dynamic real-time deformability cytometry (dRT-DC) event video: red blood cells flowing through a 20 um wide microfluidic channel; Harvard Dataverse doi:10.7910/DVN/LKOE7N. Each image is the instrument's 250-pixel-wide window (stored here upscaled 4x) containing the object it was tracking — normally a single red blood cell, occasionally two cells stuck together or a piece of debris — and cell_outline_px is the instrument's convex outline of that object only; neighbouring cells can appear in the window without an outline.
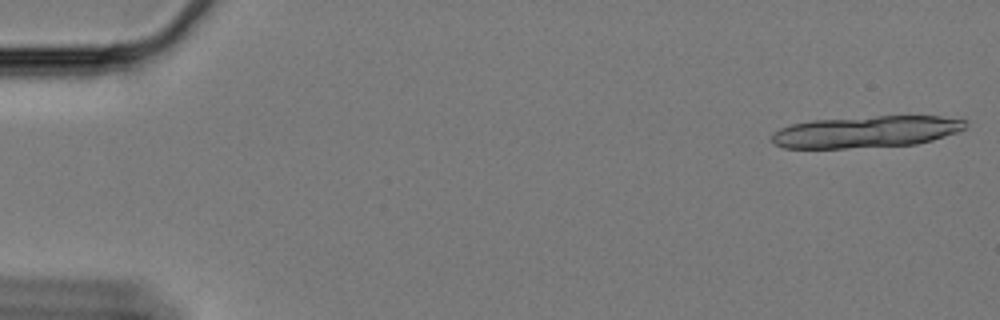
{"species": "Egyptian fruit bat (a non-hibernating species)", "species_latin": "Rousettus aegyptiacus", "temperature_condition": "cold", "stored_images_in_passage": 20, "camera_frame_rate_fps": 3000, "um_per_image_px": 0.085, "animal": {"sex": "female"}, "frame": {"image": 1, "passage_image": 1, "time_ms": 0.0, "image_size_px": [1000, 320], "cell_outline_px": [[968, 120], [964, 128], [956, 132], [932, 140], [916, 144], [844, 148], [784, 148], [776, 144], [772, 140], [772, 132], [780, 128], [792, 124], [812, 120], [876, 116], [940, 116]], "centroid_in_image_um": [73.61, 11.19], "position_along_channel_um": 11.4, "area_um2": 35.6}}